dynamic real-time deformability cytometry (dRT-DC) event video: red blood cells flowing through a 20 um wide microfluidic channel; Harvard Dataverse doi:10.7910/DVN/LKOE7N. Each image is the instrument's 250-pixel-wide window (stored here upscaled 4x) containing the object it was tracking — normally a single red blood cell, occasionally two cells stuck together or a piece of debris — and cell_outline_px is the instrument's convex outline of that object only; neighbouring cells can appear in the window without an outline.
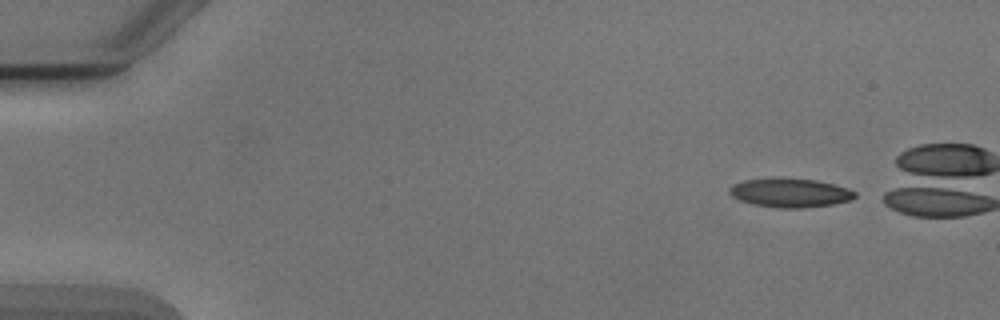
{"species": "Egyptian fruit bat (a non-hibernating species)", "species_latin": "Rousettus aegyptiacus", "temperature_condition": "cold", "stored_images_in_passage": 5, "camera_frame_rate_fps": 3000, "um_per_image_px": 0.085, "animal": {"sex": "male"}, "frame": {"image": 1, "passage_image": 1, "time_ms": 0.0, "image_size_px": [1000, 320], "cell_outline_px": [[856, 196], [852, 200], [832, 204], [804, 208], [780, 208], [752, 204], [740, 200], [732, 196], [728, 192], [728, 188], [732, 184], [744, 180], [772, 176], [780, 176], [816, 180], [848, 188], [856, 192]], "centroid_in_image_um": [67.12, 16.36], "position_along_channel_um": 17.9, "area_um2": 21.73}}